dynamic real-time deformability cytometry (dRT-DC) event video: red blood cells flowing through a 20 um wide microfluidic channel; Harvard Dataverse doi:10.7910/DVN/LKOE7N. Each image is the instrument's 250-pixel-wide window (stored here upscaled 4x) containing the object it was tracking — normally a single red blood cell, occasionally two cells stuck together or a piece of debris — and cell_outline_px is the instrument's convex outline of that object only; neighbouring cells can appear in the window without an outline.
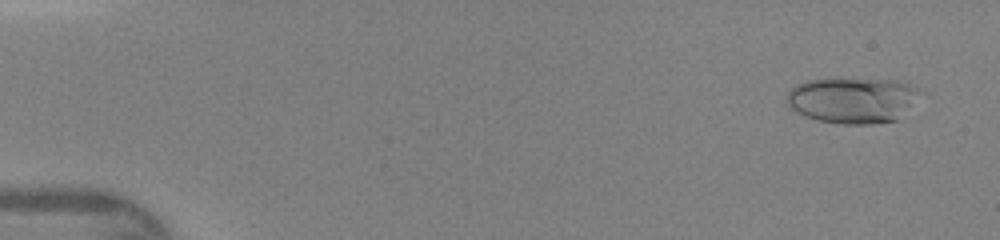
{"species": "human", "species_latin": "Homo sapiens", "temperature_condition": "warm", "stored_images_in_passage": 13, "camera_frame_rate_fps": 3000, "um_per_image_px": 0.085, "donor": {"sex": "female"}, "frame": {"image": 1, "passage_image": 1, "time_ms": 0.0, "image_size_px": [1000, 240], "cell_outline_px": [[924, 92], [896, 120], [872, 124], [840, 124], [816, 120], [804, 116], [792, 108], [784, 100], [784, 96], [796, 84], [808, 80], [828, 76], [852, 76], [896, 80], [912, 84], [920, 88]], "centroid_in_image_um": [72.46, 8.44], "position_along_channel_um": 12.5, "area_um2": 37.17}}